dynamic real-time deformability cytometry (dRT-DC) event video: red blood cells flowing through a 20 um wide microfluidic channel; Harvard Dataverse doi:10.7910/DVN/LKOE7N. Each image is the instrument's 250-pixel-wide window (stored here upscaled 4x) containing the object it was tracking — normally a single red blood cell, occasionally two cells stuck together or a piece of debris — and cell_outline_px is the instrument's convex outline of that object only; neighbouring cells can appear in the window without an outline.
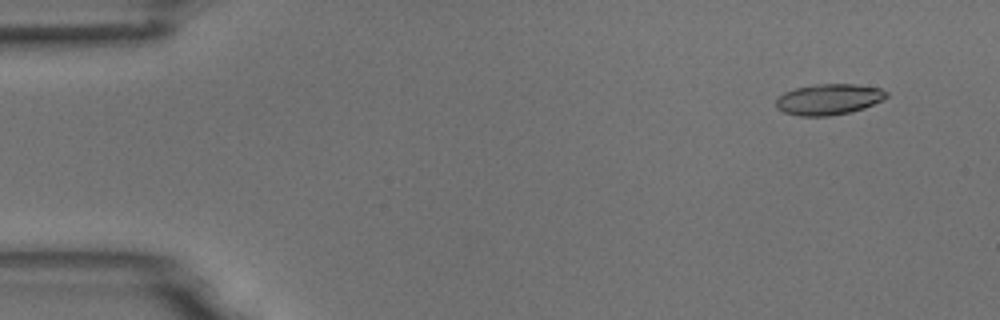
{"species": "common noctule bat (a hibernating species)", "species_latin": "Nyctalus noctula", "temperature_condition": "room temperature", "stored_images_in_passage": 6, "camera_frame_rate_fps": 3000, "um_per_image_px": 0.085, "animal": {"sex": "male", "body_mass_g": 18.8}, "frame": {"image": 1, "passage_image": 1, "time_ms": 0.0, "image_size_px": [1000, 320], "cell_outline_px": [[888, 96], [884, 100], [864, 108], [848, 112], [828, 116], [800, 116], [784, 112], [776, 108], [776, 100], [784, 92], [796, 88], [812, 84], [856, 84], [880, 88], [888, 92]], "centroid_in_image_um": [70.46, 8.44], "position_along_channel_um": 14.5, "area_um2": 19.94}}
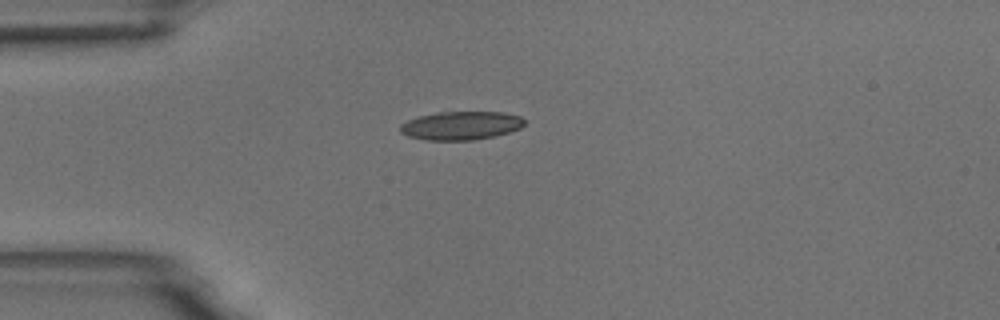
{"frame": {"image": 2, "passage_image": 4, "time_ms": 1.0, "image_size_px": [1000, 320], "cell_outline_px": [[524, 124], [520, 128], [508, 132], [492, 136], [472, 140], [424, 140], [408, 136], [400, 132], [400, 124], [408, 120], [420, 116], [440, 112], [504, 112], [520, 116], [524, 120]], "centroid_in_image_um": [39.16, 10.67], "position_along_channel_um": 45.8, "area_um2": 20.46}}
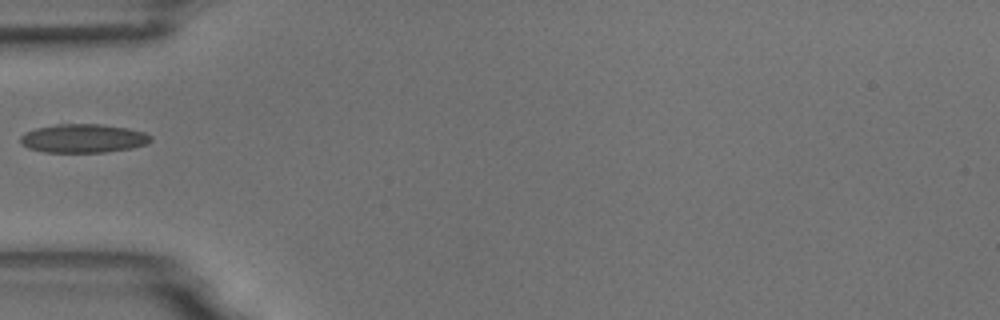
{"frame": {"image": 3, "passage_image": 5, "time_ms": 1.333, "image_size_px": [1000, 320], "cell_outline_px": [[152, 140], [148, 144], [132, 148], [104, 152], [44, 152], [28, 148], [20, 140], [20, 136], [24, 132], [36, 128], [56, 124], [100, 124], [128, 128], [144, 132], [152, 136]], "centroid_in_image_um": [7.1, 11.76], "position_along_channel_um": 77.9, "area_um2": 21.85}}